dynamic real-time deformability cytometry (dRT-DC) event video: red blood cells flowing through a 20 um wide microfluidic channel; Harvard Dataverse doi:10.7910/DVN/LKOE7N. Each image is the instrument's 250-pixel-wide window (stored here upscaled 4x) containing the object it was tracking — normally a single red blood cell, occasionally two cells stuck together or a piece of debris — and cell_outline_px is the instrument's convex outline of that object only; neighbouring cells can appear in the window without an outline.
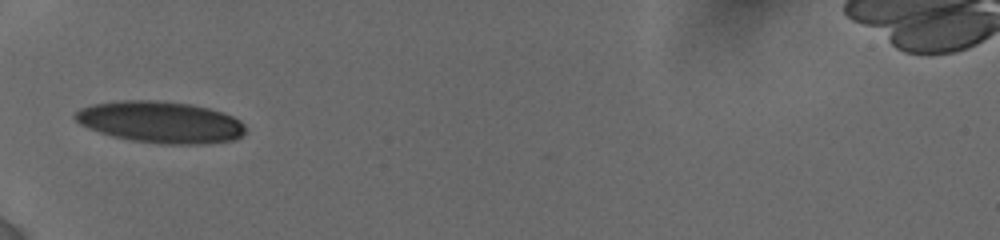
{"species": "human", "species_latin": "Homo sapiens", "temperature_condition": "cold", "stored_images_in_passage": 19, "camera_frame_rate_fps": 3000, "um_per_image_px": 0.085, "donor": {"sex": "female"}, "frame": {"image": 1, "passage_image": 1, "time_ms": 0.0, "image_size_px": [1000, 240], "cell_outline_px": [[244, 132], [236, 140], [204, 144], [160, 144], [132, 140], [112, 136], [88, 128], [80, 124], [72, 116], [80, 108], [92, 104], [120, 100], [160, 100], [192, 104], [224, 112], [240, 120], [244, 124]], "centroid_in_image_um": [13.64, 10.37], "position_along_channel_um": 71.4, "area_um2": 41.56}}
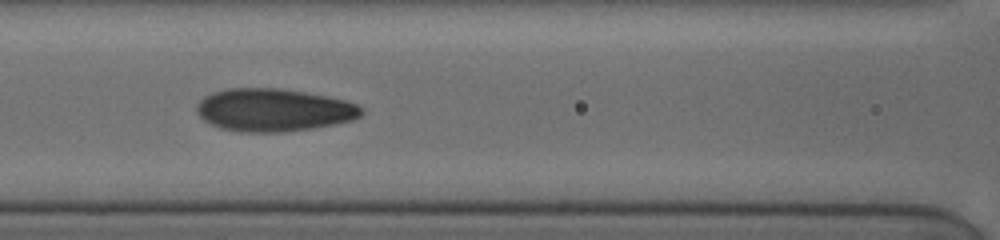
{"frame": {"image": 2, "passage_image": 12, "time_ms": 2.0, "image_size_px": [1000, 240], "cell_outline_px": [[364, 108], [360, 116], [352, 120], [336, 124], [312, 128], [284, 132], [240, 132], [220, 128], [204, 120], [196, 112], [196, 104], [204, 96], [228, 88], [280, 88], [328, 96], [344, 100], [356, 104]], "centroid_in_image_um": [23.26, 9.35], "position_along_channel_um": 143.3, "area_um2": 41.1}}
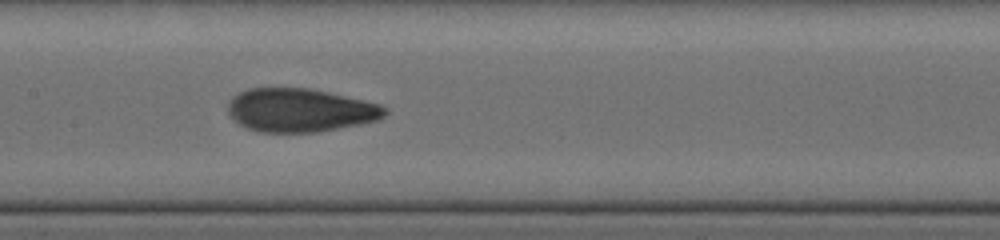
{"frame": {"image": 3, "passage_image": 18, "time_ms": 3.0, "image_size_px": [1000, 240], "cell_outline_px": [[388, 112], [380, 120], [360, 124], [316, 132], [260, 132], [248, 128], [240, 124], [228, 112], [228, 104], [232, 96], [248, 88], [308, 88], [328, 92], [364, 100], [380, 104], [388, 108]], "centroid_in_image_um": [25.54, 9.36], "position_along_channel_um": 181.9, "area_um2": 39.65}}